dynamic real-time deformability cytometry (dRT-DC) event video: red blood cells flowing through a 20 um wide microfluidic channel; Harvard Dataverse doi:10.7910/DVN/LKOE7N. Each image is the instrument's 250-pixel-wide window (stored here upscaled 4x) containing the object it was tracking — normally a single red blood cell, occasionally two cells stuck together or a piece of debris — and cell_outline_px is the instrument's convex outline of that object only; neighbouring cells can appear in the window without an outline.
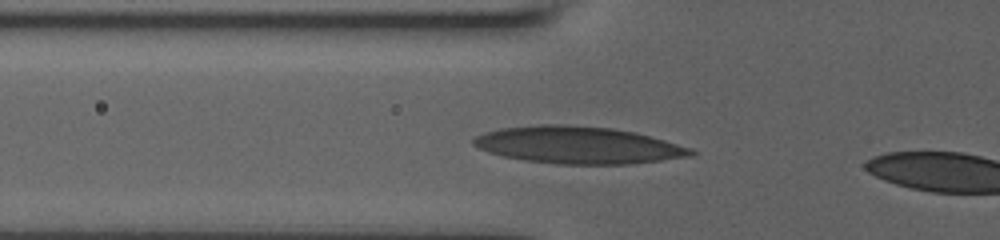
{"species": "human", "species_latin": "Homo sapiens", "temperature_condition": "room temperature", "stored_images_in_passage": 5, "camera_frame_rate_fps": 3000, "um_per_image_px": 0.085, "donor": {"sex": "male"}, "frame": {"image": 1, "passage_image": 3, "time_ms": 1.0, "image_size_px": [1000, 240], "cell_outline_px": [[696, 152], [692, 156], [628, 164], [556, 164], [524, 160], [504, 156], [488, 152], [472, 144], [472, 140], [476, 136], [484, 132], [500, 128], [536, 124], [568, 124], [612, 128], [636, 132], [692, 148]], "centroid_in_image_um": [49.12, 12.32], "position_along_channel_um": 76.7, "area_um2": 47.16}}